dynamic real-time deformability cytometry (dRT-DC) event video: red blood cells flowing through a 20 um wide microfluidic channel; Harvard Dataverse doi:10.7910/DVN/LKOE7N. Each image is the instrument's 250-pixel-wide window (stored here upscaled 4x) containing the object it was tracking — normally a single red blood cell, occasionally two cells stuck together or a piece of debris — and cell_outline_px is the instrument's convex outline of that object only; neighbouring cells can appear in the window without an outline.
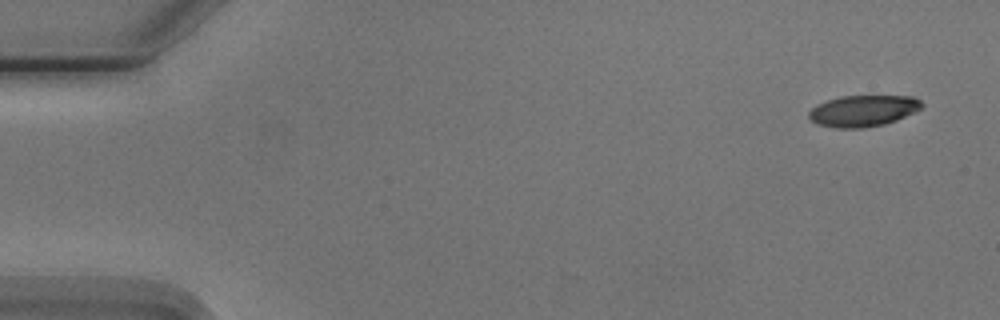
{"species": "Egyptian fruit bat (a non-hibernating species)", "species_latin": "Rousettus aegyptiacus", "temperature_condition": "cold", "stored_images_in_passage": 8, "camera_frame_rate_fps": 3000, "um_per_image_px": 0.085, "animal": {"sex": "male"}, "frame": {"image": 1, "passage_image": 1, "time_ms": 0.0, "image_size_px": [1000, 320], "cell_outline_px": [[924, 104], [920, 108], [896, 120], [884, 124], [864, 128], [836, 128], [816, 124], [808, 116], [808, 112], [816, 104], [840, 96], [912, 96], [920, 100]], "centroid_in_image_um": [73.32, 9.42], "position_along_channel_um": 11.7, "area_um2": 20.52}}
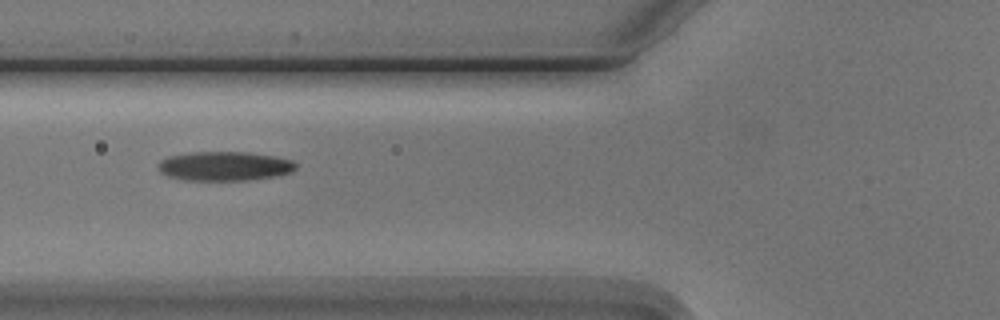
{"frame": {"image": 2, "passage_image": 6, "time_ms": 6.0, "image_size_px": [1000, 320], "cell_outline_px": [[296, 168], [292, 172], [276, 176], [248, 180], [184, 180], [168, 176], [160, 172], [156, 164], [160, 160], [168, 156], [192, 152], [248, 152], [272, 156], [292, 160], [296, 164]], "centroid_in_image_um": [19.05, 14.12], "position_along_channel_um": 106.7, "area_um2": 23.52}}
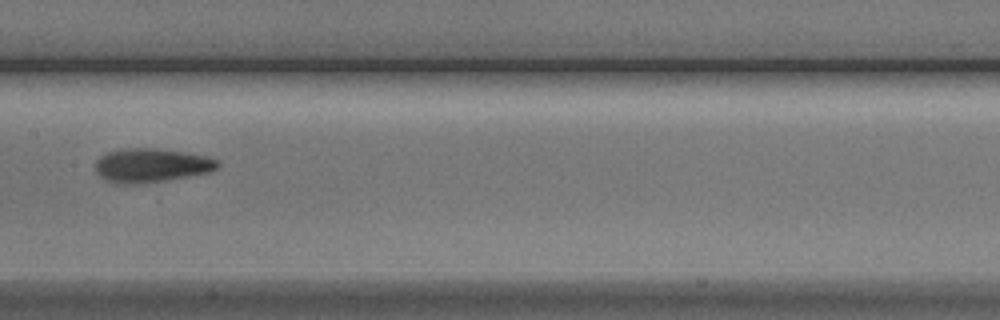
{"frame": {"image": 3, "passage_image": 8, "time_ms": 8.333, "image_size_px": [1000, 320], "cell_outline_px": [[220, 164], [212, 172], [168, 180], [128, 184], [116, 184], [104, 180], [96, 172], [96, 160], [100, 156], [108, 152], [124, 148], [156, 148], [184, 152], [204, 156], [220, 160]], "centroid_in_image_um": [12.86, 14.06], "position_along_channel_um": 194.5, "area_um2": 24.28}}